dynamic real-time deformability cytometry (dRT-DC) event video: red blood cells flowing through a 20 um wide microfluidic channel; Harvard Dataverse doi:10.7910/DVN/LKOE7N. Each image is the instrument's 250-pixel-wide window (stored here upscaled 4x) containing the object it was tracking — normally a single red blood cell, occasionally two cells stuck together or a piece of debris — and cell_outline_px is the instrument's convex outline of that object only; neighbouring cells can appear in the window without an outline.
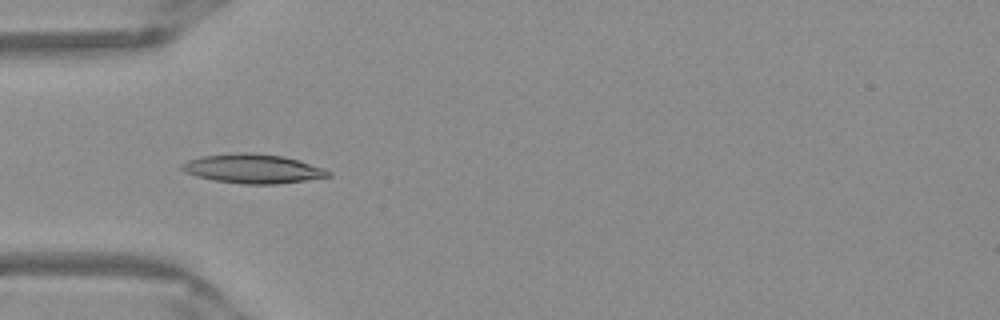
{"species": "Egyptian fruit bat (a non-hibernating species)", "species_latin": "Rousettus aegyptiacus", "temperature_condition": "warm", "stored_images_in_passage": 50, "camera_frame_rate_fps": 3000, "um_per_image_px": 0.085, "frame": {"image": 1, "passage_image": 15, "time_ms": 4.667, "image_size_px": [1000, 320], "cell_outline_px": [[332, 176], [276, 184], [244, 184], [212, 180], [196, 176], [184, 172], [180, 168], [180, 164], [188, 160], [200, 156], [240, 152], [248, 152], [284, 156], [300, 160], [324, 168], [332, 172]], "centroid_in_image_um": [21.48, 14.33], "position_along_channel_um": 63.5, "area_um2": 25.09}}
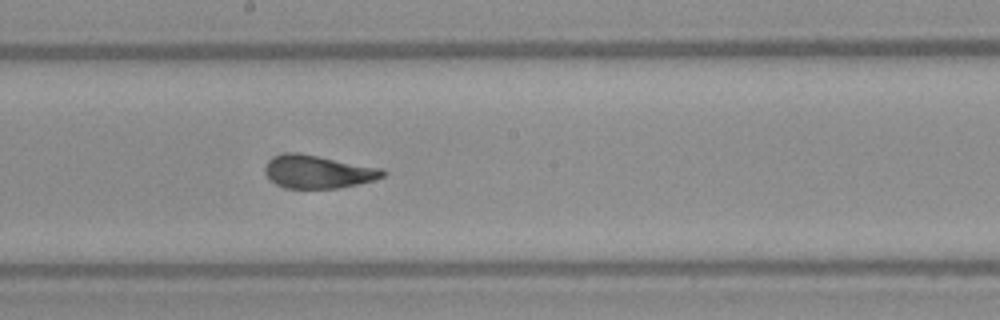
{"frame": {"image": 2, "passage_image": 27, "time_ms": 8.667, "image_size_px": [1000, 320], "cell_outline_px": [[388, 172], [384, 176], [376, 180], [340, 188], [288, 188], [276, 184], [264, 172], [264, 168], [268, 160], [276, 156], [292, 152], [296, 152], [384, 168]], "centroid_in_image_um": [27.09, 14.6], "position_along_channel_um": 221.1, "area_um2": 22.66}}
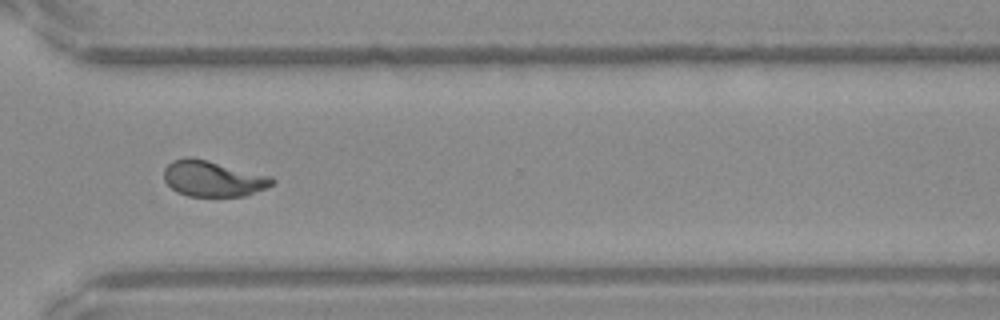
{"frame": {"image": 3, "passage_image": 37, "time_ms": 12.0, "image_size_px": [1000, 320], "cell_outline_px": [[276, 180], [272, 184], [264, 188], [244, 196], [188, 196], [176, 192], [164, 180], [164, 168], [172, 160], [188, 156], [208, 160], [272, 176]], "centroid_in_image_um": [18.08, 15.17], "position_along_channel_um": 352.5, "area_um2": 22.6}, "authors_computed_cell_mechanics": {"area_um2": 22.8599, "velocity_mm_per_s": 3.9389, "shape_relaxation_time_tau1_ms": 7.0528, "shape_relaxation_time_tau2_ms": 0.8141, "deformation_change_tau1": 0.2349, "deformation_change_tau2": 0.0674}}